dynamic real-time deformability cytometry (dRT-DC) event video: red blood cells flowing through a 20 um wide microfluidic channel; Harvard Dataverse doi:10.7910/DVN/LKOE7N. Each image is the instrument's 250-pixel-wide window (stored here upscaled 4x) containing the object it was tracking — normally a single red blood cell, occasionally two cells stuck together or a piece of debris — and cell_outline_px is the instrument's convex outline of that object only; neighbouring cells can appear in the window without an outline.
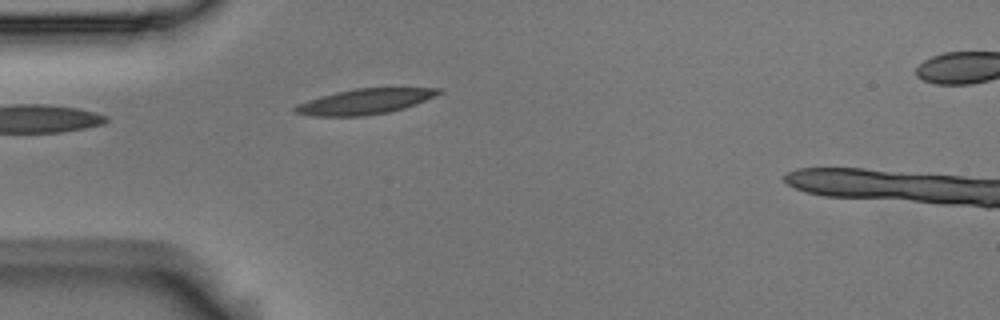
{"species": "Egyptian fruit bat (a non-hibernating species)", "species_latin": "Rousettus aegyptiacus", "temperature_condition": "room temperature", "stored_images_in_passage": 4, "segment_of_instrument_passage": [1, 2], "camera_frame_rate_fps": 3000, "um_per_image_px": 0.085, "animal": {"sex": "male"}, "frame": {"image": 1, "passage_image": 3, "time_ms": 0.667, "image_size_px": [1000, 320], "cell_outline_px": [[444, 92], [404, 108], [388, 112], [364, 116], [312, 116], [296, 112], [292, 108], [296, 104], [320, 96], [336, 92], [356, 88], [444, 88]], "centroid_in_image_um": [31.0, 8.62], "position_along_channel_um": 54.0, "area_um2": 21.1}}